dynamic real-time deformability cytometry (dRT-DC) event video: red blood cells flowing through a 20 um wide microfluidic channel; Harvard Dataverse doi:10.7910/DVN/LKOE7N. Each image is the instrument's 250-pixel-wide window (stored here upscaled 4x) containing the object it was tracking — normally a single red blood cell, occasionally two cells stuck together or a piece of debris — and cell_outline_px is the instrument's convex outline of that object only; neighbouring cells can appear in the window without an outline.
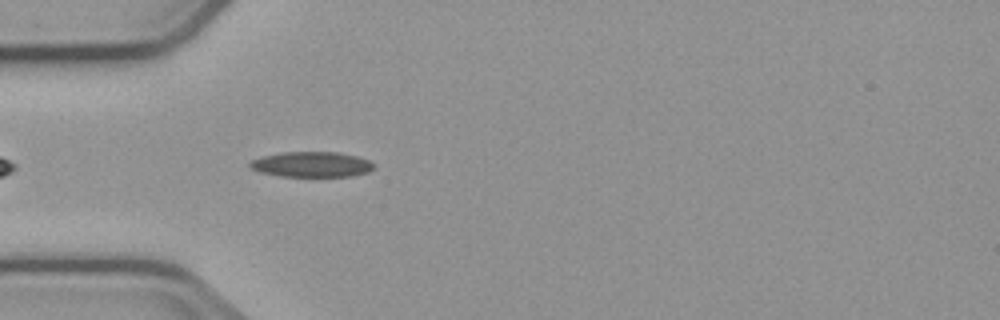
{"species": "common noctule bat (a hibernating species)", "species_latin": "Nyctalus noctula", "temperature_condition": "cold", "stored_images_in_passage": 5, "camera_frame_rate_fps": 3000, "um_per_image_px": 0.085, "animal": {"sex": "male", "body_mass_g": 23.1, "forearm_length_mm": 52.7}, "frame": {"image": 1, "passage_image": 5, "time_ms": 5.667, "image_size_px": [1000, 320], "cell_outline_px": [[376, 168], [368, 172], [352, 176], [280, 176], [260, 172], [248, 168], [248, 164], [252, 160], [264, 156], [284, 152], [336, 152], [356, 156], [368, 160], [376, 164]], "centroid_in_image_um": [26.51, 13.98], "position_along_channel_um": 58.5, "area_um2": 18.32}}